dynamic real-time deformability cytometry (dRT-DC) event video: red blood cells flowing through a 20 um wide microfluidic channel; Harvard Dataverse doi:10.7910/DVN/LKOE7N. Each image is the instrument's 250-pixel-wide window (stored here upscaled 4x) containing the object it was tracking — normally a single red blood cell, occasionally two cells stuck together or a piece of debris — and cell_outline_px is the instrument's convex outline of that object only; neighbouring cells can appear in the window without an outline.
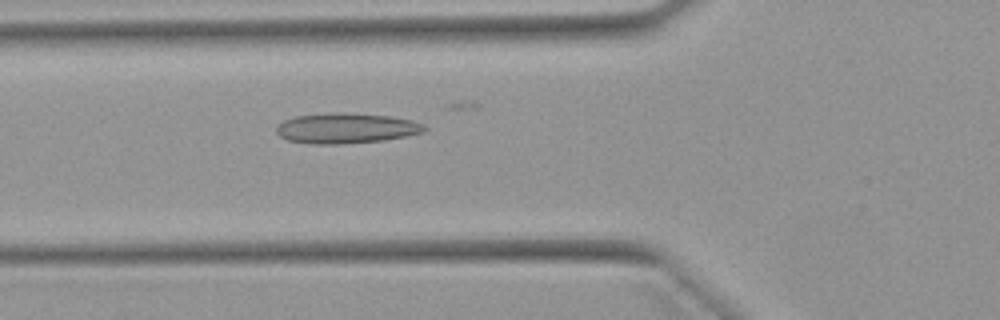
{"species": "Egyptian fruit bat (a non-hibernating species)", "species_latin": "Rousettus aegyptiacus", "temperature_condition": "warm", "stored_images_in_passage": 30, "camera_frame_rate_fps": 3000, "um_per_image_px": 0.085, "animal": {"sex": "female"}, "frame": {"image": 1, "passage_image": 8, "time_ms": 2.333, "image_size_px": [1000, 320], "cell_outline_px": [[428, 128], [424, 132], [408, 136], [384, 140], [340, 144], [312, 144], [288, 140], [280, 136], [276, 132], [276, 124], [284, 120], [296, 116], [388, 116], [412, 120], [424, 124]], "centroid_in_image_um": [29.45, 10.97], "position_along_channel_um": 96.3, "area_um2": 24.85}}
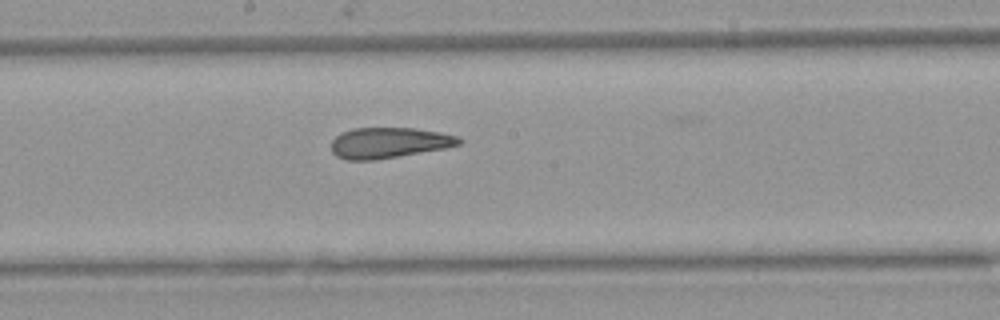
{"frame": {"image": 2, "passage_image": 17, "time_ms": 5.333, "image_size_px": [1000, 320], "cell_outline_px": [[464, 140], [460, 144], [448, 148], [376, 160], [348, 160], [336, 156], [332, 152], [332, 140], [336, 136], [352, 128], [412, 128], [440, 132], [460, 136]], "centroid_in_image_um": [33.11, 12.14], "position_along_channel_um": 215.1, "area_um2": 23.0}}
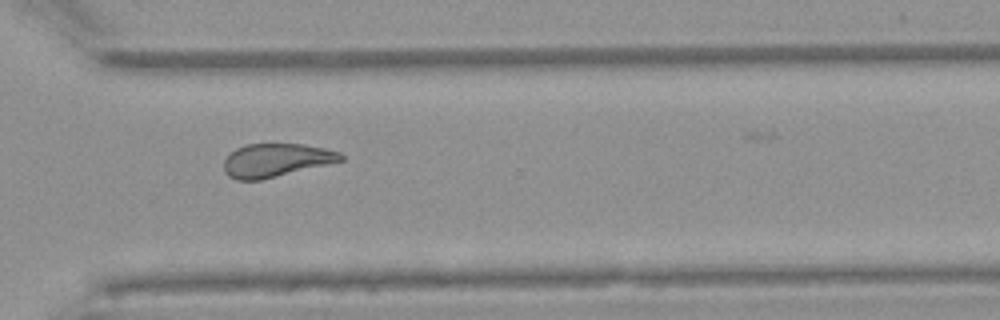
{"frame": {"image": 3, "passage_image": 27, "time_ms": 8.667, "image_size_px": [1000, 320], "cell_outline_px": [[344, 160], [260, 180], [236, 180], [228, 176], [224, 172], [224, 160], [236, 148], [248, 144], [304, 144], [324, 148], [340, 152], [344, 156]], "centroid_in_image_um": [23.45, 13.62], "position_along_channel_um": 347.1, "area_um2": 22.54}}